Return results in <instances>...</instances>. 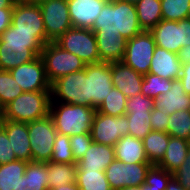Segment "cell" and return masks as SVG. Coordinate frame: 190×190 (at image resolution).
<instances>
[{
	"label": "cell",
	"mask_w": 190,
	"mask_h": 190,
	"mask_svg": "<svg viewBox=\"0 0 190 190\" xmlns=\"http://www.w3.org/2000/svg\"><path fill=\"white\" fill-rule=\"evenodd\" d=\"M44 45L35 33L16 32L10 25L0 36V70L10 71L33 61Z\"/></svg>",
	"instance_id": "obj_1"
},
{
	"label": "cell",
	"mask_w": 190,
	"mask_h": 190,
	"mask_svg": "<svg viewBox=\"0 0 190 190\" xmlns=\"http://www.w3.org/2000/svg\"><path fill=\"white\" fill-rule=\"evenodd\" d=\"M91 30L94 33H120L129 40L142 32L135 4L109 0L95 19Z\"/></svg>",
	"instance_id": "obj_2"
},
{
	"label": "cell",
	"mask_w": 190,
	"mask_h": 190,
	"mask_svg": "<svg viewBox=\"0 0 190 190\" xmlns=\"http://www.w3.org/2000/svg\"><path fill=\"white\" fill-rule=\"evenodd\" d=\"M95 113V108L85 105L50 102L49 115L53 119L57 133L62 135L90 133Z\"/></svg>",
	"instance_id": "obj_3"
},
{
	"label": "cell",
	"mask_w": 190,
	"mask_h": 190,
	"mask_svg": "<svg viewBox=\"0 0 190 190\" xmlns=\"http://www.w3.org/2000/svg\"><path fill=\"white\" fill-rule=\"evenodd\" d=\"M50 91L23 92L3 108V119L30 123L49 115Z\"/></svg>",
	"instance_id": "obj_4"
},
{
	"label": "cell",
	"mask_w": 190,
	"mask_h": 190,
	"mask_svg": "<svg viewBox=\"0 0 190 190\" xmlns=\"http://www.w3.org/2000/svg\"><path fill=\"white\" fill-rule=\"evenodd\" d=\"M40 56L43 59L46 77L50 84L60 77L83 70L86 66L83 60L61 48L56 42L45 44Z\"/></svg>",
	"instance_id": "obj_5"
},
{
	"label": "cell",
	"mask_w": 190,
	"mask_h": 190,
	"mask_svg": "<svg viewBox=\"0 0 190 190\" xmlns=\"http://www.w3.org/2000/svg\"><path fill=\"white\" fill-rule=\"evenodd\" d=\"M50 95L51 101L58 100L72 105L89 106L88 77L85 68L60 77L51 83Z\"/></svg>",
	"instance_id": "obj_6"
},
{
	"label": "cell",
	"mask_w": 190,
	"mask_h": 190,
	"mask_svg": "<svg viewBox=\"0 0 190 190\" xmlns=\"http://www.w3.org/2000/svg\"><path fill=\"white\" fill-rule=\"evenodd\" d=\"M55 42L86 64L100 62L96 36L91 29L72 27Z\"/></svg>",
	"instance_id": "obj_7"
},
{
	"label": "cell",
	"mask_w": 190,
	"mask_h": 190,
	"mask_svg": "<svg viewBox=\"0 0 190 190\" xmlns=\"http://www.w3.org/2000/svg\"><path fill=\"white\" fill-rule=\"evenodd\" d=\"M32 161L48 162L51 160L53 144L57 131L53 119L47 117L28 123Z\"/></svg>",
	"instance_id": "obj_8"
},
{
	"label": "cell",
	"mask_w": 190,
	"mask_h": 190,
	"mask_svg": "<svg viewBox=\"0 0 190 190\" xmlns=\"http://www.w3.org/2000/svg\"><path fill=\"white\" fill-rule=\"evenodd\" d=\"M156 43L150 31L143 30L127 40L123 62L137 73H149Z\"/></svg>",
	"instance_id": "obj_9"
},
{
	"label": "cell",
	"mask_w": 190,
	"mask_h": 190,
	"mask_svg": "<svg viewBox=\"0 0 190 190\" xmlns=\"http://www.w3.org/2000/svg\"><path fill=\"white\" fill-rule=\"evenodd\" d=\"M47 43L55 42L67 30L72 28L67 0H47L41 2Z\"/></svg>",
	"instance_id": "obj_10"
},
{
	"label": "cell",
	"mask_w": 190,
	"mask_h": 190,
	"mask_svg": "<svg viewBox=\"0 0 190 190\" xmlns=\"http://www.w3.org/2000/svg\"><path fill=\"white\" fill-rule=\"evenodd\" d=\"M90 134L93 142L114 147L121 137L129 134L128 117H114L96 111Z\"/></svg>",
	"instance_id": "obj_11"
},
{
	"label": "cell",
	"mask_w": 190,
	"mask_h": 190,
	"mask_svg": "<svg viewBox=\"0 0 190 190\" xmlns=\"http://www.w3.org/2000/svg\"><path fill=\"white\" fill-rule=\"evenodd\" d=\"M151 163H123L114 159L105 169V176L112 190L127 186H141L145 182Z\"/></svg>",
	"instance_id": "obj_12"
},
{
	"label": "cell",
	"mask_w": 190,
	"mask_h": 190,
	"mask_svg": "<svg viewBox=\"0 0 190 190\" xmlns=\"http://www.w3.org/2000/svg\"><path fill=\"white\" fill-rule=\"evenodd\" d=\"M11 26L16 32L35 33L44 44H47L45 26L39 4H14Z\"/></svg>",
	"instance_id": "obj_13"
},
{
	"label": "cell",
	"mask_w": 190,
	"mask_h": 190,
	"mask_svg": "<svg viewBox=\"0 0 190 190\" xmlns=\"http://www.w3.org/2000/svg\"><path fill=\"white\" fill-rule=\"evenodd\" d=\"M85 72L88 77L89 107L97 109L114 87L110 63L86 64Z\"/></svg>",
	"instance_id": "obj_14"
},
{
	"label": "cell",
	"mask_w": 190,
	"mask_h": 190,
	"mask_svg": "<svg viewBox=\"0 0 190 190\" xmlns=\"http://www.w3.org/2000/svg\"><path fill=\"white\" fill-rule=\"evenodd\" d=\"M10 73L24 92L50 91V83L41 56L11 69Z\"/></svg>",
	"instance_id": "obj_15"
},
{
	"label": "cell",
	"mask_w": 190,
	"mask_h": 190,
	"mask_svg": "<svg viewBox=\"0 0 190 190\" xmlns=\"http://www.w3.org/2000/svg\"><path fill=\"white\" fill-rule=\"evenodd\" d=\"M109 0H67L72 27L91 29Z\"/></svg>",
	"instance_id": "obj_16"
},
{
	"label": "cell",
	"mask_w": 190,
	"mask_h": 190,
	"mask_svg": "<svg viewBox=\"0 0 190 190\" xmlns=\"http://www.w3.org/2000/svg\"><path fill=\"white\" fill-rule=\"evenodd\" d=\"M0 126L6 131L16 159L32 161L28 123L2 119Z\"/></svg>",
	"instance_id": "obj_17"
},
{
	"label": "cell",
	"mask_w": 190,
	"mask_h": 190,
	"mask_svg": "<svg viewBox=\"0 0 190 190\" xmlns=\"http://www.w3.org/2000/svg\"><path fill=\"white\" fill-rule=\"evenodd\" d=\"M112 84L127 98L141 93L143 75L126 65L123 61L111 62Z\"/></svg>",
	"instance_id": "obj_18"
},
{
	"label": "cell",
	"mask_w": 190,
	"mask_h": 190,
	"mask_svg": "<svg viewBox=\"0 0 190 190\" xmlns=\"http://www.w3.org/2000/svg\"><path fill=\"white\" fill-rule=\"evenodd\" d=\"M150 32L156 46L176 54L182 48V20H161Z\"/></svg>",
	"instance_id": "obj_19"
},
{
	"label": "cell",
	"mask_w": 190,
	"mask_h": 190,
	"mask_svg": "<svg viewBox=\"0 0 190 190\" xmlns=\"http://www.w3.org/2000/svg\"><path fill=\"white\" fill-rule=\"evenodd\" d=\"M181 70L182 63L178 58V54L155 46L149 73L164 79L176 80L180 78Z\"/></svg>",
	"instance_id": "obj_20"
},
{
	"label": "cell",
	"mask_w": 190,
	"mask_h": 190,
	"mask_svg": "<svg viewBox=\"0 0 190 190\" xmlns=\"http://www.w3.org/2000/svg\"><path fill=\"white\" fill-rule=\"evenodd\" d=\"M154 108L169 115L176 111L190 110V95L184 92L179 79L172 80L170 90L154 99Z\"/></svg>",
	"instance_id": "obj_21"
},
{
	"label": "cell",
	"mask_w": 190,
	"mask_h": 190,
	"mask_svg": "<svg viewBox=\"0 0 190 190\" xmlns=\"http://www.w3.org/2000/svg\"><path fill=\"white\" fill-rule=\"evenodd\" d=\"M100 62L122 61L127 40L120 33H95Z\"/></svg>",
	"instance_id": "obj_22"
},
{
	"label": "cell",
	"mask_w": 190,
	"mask_h": 190,
	"mask_svg": "<svg viewBox=\"0 0 190 190\" xmlns=\"http://www.w3.org/2000/svg\"><path fill=\"white\" fill-rule=\"evenodd\" d=\"M114 159L113 146L93 142L84 156L77 161V169L105 171Z\"/></svg>",
	"instance_id": "obj_23"
},
{
	"label": "cell",
	"mask_w": 190,
	"mask_h": 190,
	"mask_svg": "<svg viewBox=\"0 0 190 190\" xmlns=\"http://www.w3.org/2000/svg\"><path fill=\"white\" fill-rule=\"evenodd\" d=\"M115 159L123 163H150L147 159L143 140L125 135L114 146Z\"/></svg>",
	"instance_id": "obj_24"
},
{
	"label": "cell",
	"mask_w": 190,
	"mask_h": 190,
	"mask_svg": "<svg viewBox=\"0 0 190 190\" xmlns=\"http://www.w3.org/2000/svg\"><path fill=\"white\" fill-rule=\"evenodd\" d=\"M189 149L190 140L170 137L165 154L157 165L173 174L184 163Z\"/></svg>",
	"instance_id": "obj_25"
},
{
	"label": "cell",
	"mask_w": 190,
	"mask_h": 190,
	"mask_svg": "<svg viewBox=\"0 0 190 190\" xmlns=\"http://www.w3.org/2000/svg\"><path fill=\"white\" fill-rule=\"evenodd\" d=\"M47 163L28 162L16 190H48Z\"/></svg>",
	"instance_id": "obj_26"
},
{
	"label": "cell",
	"mask_w": 190,
	"mask_h": 190,
	"mask_svg": "<svg viewBox=\"0 0 190 190\" xmlns=\"http://www.w3.org/2000/svg\"><path fill=\"white\" fill-rule=\"evenodd\" d=\"M48 190L76 182L77 163H57L48 161Z\"/></svg>",
	"instance_id": "obj_27"
},
{
	"label": "cell",
	"mask_w": 190,
	"mask_h": 190,
	"mask_svg": "<svg viewBox=\"0 0 190 190\" xmlns=\"http://www.w3.org/2000/svg\"><path fill=\"white\" fill-rule=\"evenodd\" d=\"M135 7L142 30L150 31L162 20L161 0H139Z\"/></svg>",
	"instance_id": "obj_28"
},
{
	"label": "cell",
	"mask_w": 190,
	"mask_h": 190,
	"mask_svg": "<svg viewBox=\"0 0 190 190\" xmlns=\"http://www.w3.org/2000/svg\"><path fill=\"white\" fill-rule=\"evenodd\" d=\"M170 136L166 132L151 131L142 140L148 161L157 165L163 158Z\"/></svg>",
	"instance_id": "obj_29"
},
{
	"label": "cell",
	"mask_w": 190,
	"mask_h": 190,
	"mask_svg": "<svg viewBox=\"0 0 190 190\" xmlns=\"http://www.w3.org/2000/svg\"><path fill=\"white\" fill-rule=\"evenodd\" d=\"M28 162L16 160L0 165V190H16Z\"/></svg>",
	"instance_id": "obj_30"
},
{
	"label": "cell",
	"mask_w": 190,
	"mask_h": 190,
	"mask_svg": "<svg viewBox=\"0 0 190 190\" xmlns=\"http://www.w3.org/2000/svg\"><path fill=\"white\" fill-rule=\"evenodd\" d=\"M76 183L80 190H112L105 171L77 169Z\"/></svg>",
	"instance_id": "obj_31"
},
{
	"label": "cell",
	"mask_w": 190,
	"mask_h": 190,
	"mask_svg": "<svg viewBox=\"0 0 190 190\" xmlns=\"http://www.w3.org/2000/svg\"><path fill=\"white\" fill-rule=\"evenodd\" d=\"M166 133L170 137L190 140V110L170 114Z\"/></svg>",
	"instance_id": "obj_32"
},
{
	"label": "cell",
	"mask_w": 190,
	"mask_h": 190,
	"mask_svg": "<svg viewBox=\"0 0 190 190\" xmlns=\"http://www.w3.org/2000/svg\"><path fill=\"white\" fill-rule=\"evenodd\" d=\"M127 97L115 87L112 88L105 100L96 109L97 112L109 116H122L126 114Z\"/></svg>",
	"instance_id": "obj_33"
},
{
	"label": "cell",
	"mask_w": 190,
	"mask_h": 190,
	"mask_svg": "<svg viewBox=\"0 0 190 190\" xmlns=\"http://www.w3.org/2000/svg\"><path fill=\"white\" fill-rule=\"evenodd\" d=\"M172 80L164 79L155 74L143 75L141 93L152 99L158 98L170 90Z\"/></svg>",
	"instance_id": "obj_34"
},
{
	"label": "cell",
	"mask_w": 190,
	"mask_h": 190,
	"mask_svg": "<svg viewBox=\"0 0 190 190\" xmlns=\"http://www.w3.org/2000/svg\"><path fill=\"white\" fill-rule=\"evenodd\" d=\"M23 92L10 71L0 70V105L3 108Z\"/></svg>",
	"instance_id": "obj_35"
},
{
	"label": "cell",
	"mask_w": 190,
	"mask_h": 190,
	"mask_svg": "<svg viewBox=\"0 0 190 190\" xmlns=\"http://www.w3.org/2000/svg\"><path fill=\"white\" fill-rule=\"evenodd\" d=\"M190 0H161L162 20L180 21L188 17Z\"/></svg>",
	"instance_id": "obj_36"
},
{
	"label": "cell",
	"mask_w": 190,
	"mask_h": 190,
	"mask_svg": "<svg viewBox=\"0 0 190 190\" xmlns=\"http://www.w3.org/2000/svg\"><path fill=\"white\" fill-rule=\"evenodd\" d=\"M50 161L57 163H77L72 155L69 136L57 133Z\"/></svg>",
	"instance_id": "obj_37"
},
{
	"label": "cell",
	"mask_w": 190,
	"mask_h": 190,
	"mask_svg": "<svg viewBox=\"0 0 190 190\" xmlns=\"http://www.w3.org/2000/svg\"><path fill=\"white\" fill-rule=\"evenodd\" d=\"M154 108V99L144 96L142 93L127 98L125 115H151Z\"/></svg>",
	"instance_id": "obj_38"
},
{
	"label": "cell",
	"mask_w": 190,
	"mask_h": 190,
	"mask_svg": "<svg viewBox=\"0 0 190 190\" xmlns=\"http://www.w3.org/2000/svg\"><path fill=\"white\" fill-rule=\"evenodd\" d=\"M128 117L129 135L143 139L152 131L151 115H126Z\"/></svg>",
	"instance_id": "obj_39"
},
{
	"label": "cell",
	"mask_w": 190,
	"mask_h": 190,
	"mask_svg": "<svg viewBox=\"0 0 190 190\" xmlns=\"http://www.w3.org/2000/svg\"><path fill=\"white\" fill-rule=\"evenodd\" d=\"M172 176L173 174L169 173L164 168L158 165H152L147 172L145 183L149 184L151 188L165 190Z\"/></svg>",
	"instance_id": "obj_40"
},
{
	"label": "cell",
	"mask_w": 190,
	"mask_h": 190,
	"mask_svg": "<svg viewBox=\"0 0 190 190\" xmlns=\"http://www.w3.org/2000/svg\"><path fill=\"white\" fill-rule=\"evenodd\" d=\"M72 155L74 160L77 162L80 160L85 152L88 150L90 145L93 143L90 133H84L74 136H69Z\"/></svg>",
	"instance_id": "obj_41"
},
{
	"label": "cell",
	"mask_w": 190,
	"mask_h": 190,
	"mask_svg": "<svg viewBox=\"0 0 190 190\" xmlns=\"http://www.w3.org/2000/svg\"><path fill=\"white\" fill-rule=\"evenodd\" d=\"M16 160L6 131L0 126V165Z\"/></svg>",
	"instance_id": "obj_42"
},
{
	"label": "cell",
	"mask_w": 190,
	"mask_h": 190,
	"mask_svg": "<svg viewBox=\"0 0 190 190\" xmlns=\"http://www.w3.org/2000/svg\"><path fill=\"white\" fill-rule=\"evenodd\" d=\"M173 177L185 188V190H190V149L186 154L184 163L173 173Z\"/></svg>",
	"instance_id": "obj_43"
},
{
	"label": "cell",
	"mask_w": 190,
	"mask_h": 190,
	"mask_svg": "<svg viewBox=\"0 0 190 190\" xmlns=\"http://www.w3.org/2000/svg\"><path fill=\"white\" fill-rule=\"evenodd\" d=\"M169 114H165L155 108L151 111V126L153 131L166 132Z\"/></svg>",
	"instance_id": "obj_44"
},
{
	"label": "cell",
	"mask_w": 190,
	"mask_h": 190,
	"mask_svg": "<svg viewBox=\"0 0 190 190\" xmlns=\"http://www.w3.org/2000/svg\"><path fill=\"white\" fill-rule=\"evenodd\" d=\"M13 8L0 9V36L11 25Z\"/></svg>",
	"instance_id": "obj_45"
},
{
	"label": "cell",
	"mask_w": 190,
	"mask_h": 190,
	"mask_svg": "<svg viewBox=\"0 0 190 190\" xmlns=\"http://www.w3.org/2000/svg\"><path fill=\"white\" fill-rule=\"evenodd\" d=\"M179 80L182 82L184 92L190 95V63L182 64Z\"/></svg>",
	"instance_id": "obj_46"
},
{
	"label": "cell",
	"mask_w": 190,
	"mask_h": 190,
	"mask_svg": "<svg viewBox=\"0 0 190 190\" xmlns=\"http://www.w3.org/2000/svg\"><path fill=\"white\" fill-rule=\"evenodd\" d=\"M190 45V19H182V47Z\"/></svg>",
	"instance_id": "obj_47"
},
{
	"label": "cell",
	"mask_w": 190,
	"mask_h": 190,
	"mask_svg": "<svg viewBox=\"0 0 190 190\" xmlns=\"http://www.w3.org/2000/svg\"><path fill=\"white\" fill-rule=\"evenodd\" d=\"M178 58L182 64L190 63V45H186L180 49Z\"/></svg>",
	"instance_id": "obj_48"
},
{
	"label": "cell",
	"mask_w": 190,
	"mask_h": 190,
	"mask_svg": "<svg viewBox=\"0 0 190 190\" xmlns=\"http://www.w3.org/2000/svg\"><path fill=\"white\" fill-rule=\"evenodd\" d=\"M165 190H185V188L172 176Z\"/></svg>",
	"instance_id": "obj_49"
},
{
	"label": "cell",
	"mask_w": 190,
	"mask_h": 190,
	"mask_svg": "<svg viewBox=\"0 0 190 190\" xmlns=\"http://www.w3.org/2000/svg\"><path fill=\"white\" fill-rule=\"evenodd\" d=\"M51 190H80L79 186L77 185V183H69V184H66V185H62L60 187H55Z\"/></svg>",
	"instance_id": "obj_50"
},
{
	"label": "cell",
	"mask_w": 190,
	"mask_h": 190,
	"mask_svg": "<svg viewBox=\"0 0 190 190\" xmlns=\"http://www.w3.org/2000/svg\"><path fill=\"white\" fill-rule=\"evenodd\" d=\"M14 3L12 0H0V9L1 8H13Z\"/></svg>",
	"instance_id": "obj_51"
},
{
	"label": "cell",
	"mask_w": 190,
	"mask_h": 190,
	"mask_svg": "<svg viewBox=\"0 0 190 190\" xmlns=\"http://www.w3.org/2000/svg\"><path fill=\"white\" fill-rule=\"evenodd\" d=\"M120 190H146V186L142 184L141 186H127Z\"/></svg>",
	"instance_id": "obj_52"
},
{
	"label": "cell",
	"mask_w": 190,
	"mask_h": 190,
	"mask_svg": "<svg viewBox=\"0 0 190 190\" xmlns=\"http://www.w3.org/2000/svg\"><path fill=\"white\" fill-rule=\"evenodd\" d=\"M47 0H27V3H34V4H40L41 2H44Z\"/></svg>",
	"instance_id": "obj_53"
},
{
	"label": "cell",
	"mask_w": 190,
	"mask_h": 190,
	"mask_svg": "<svg viewBox=\"0 0 190 190\" xmlns=\"http://www.w3.org/2000/svg\"><path fill=\"white\" fill-rule=\"evenodd\" d=\"M118 1H123V2H128V3L136 4L139 0H118Z\"/></svg>",
	"instance_id": "obj_54"
},
{
	"label": "cell",
	"mask_w": 190,
	"mask_h": 190,
	"mask_svg": "<svg viewBox=\"0 0 190 190\" xmlns=\"http://www.w3.org/2000/svg\"><path fill=\"white\" fill-rule=\"evenodd\" d=\"M143 184L146 186V190H160V189L151 188L150 185L146 184L145 182Z\"/></svg>",
	"instance_id": "obj_55"
},
{
	"label": "cell",
	"mask_w": 190,
	"mask_h": 190,
	"mask_svg": "<svg viewBox=\"0 0 190 190\" xmlns=\"http://www.w3.org/2000/svg\"><path fill=\"white\" fill-rule=\"evenodd\" d=\"M14 4L16 3H27V0H12Z\"/></svg>",
	"instance_id": "obj_56"
},
{
	"label": "cell",
	"mask_w": 190,
	"mask_h": 190,
	"mask_svg": "<svg viewBox=\"0 0 190 190\" xmlns=\"http://www.w3.org/2000/svg\"><path fill=\"white\" fill-rule=\"evenodd\" d=\"M3 119V107L0 105V122Z\"/></svg>",
	"instance_id": "obj_57"
},
{
	"label": "cell",
	"mask_w": 190,
	"mask_h": 190,
	"mask_svg": "<svg viewBox=\"0 0 190 190\" xmlns=\"http://www.w3.org/2000/svg\"><path fill=\"white\" fill-rule=\"evenodd\" d=\"M190 19V6H189V12H188V17Z\"/></svg>",
	"instance_id": "obj_58"
}]
</instances>
